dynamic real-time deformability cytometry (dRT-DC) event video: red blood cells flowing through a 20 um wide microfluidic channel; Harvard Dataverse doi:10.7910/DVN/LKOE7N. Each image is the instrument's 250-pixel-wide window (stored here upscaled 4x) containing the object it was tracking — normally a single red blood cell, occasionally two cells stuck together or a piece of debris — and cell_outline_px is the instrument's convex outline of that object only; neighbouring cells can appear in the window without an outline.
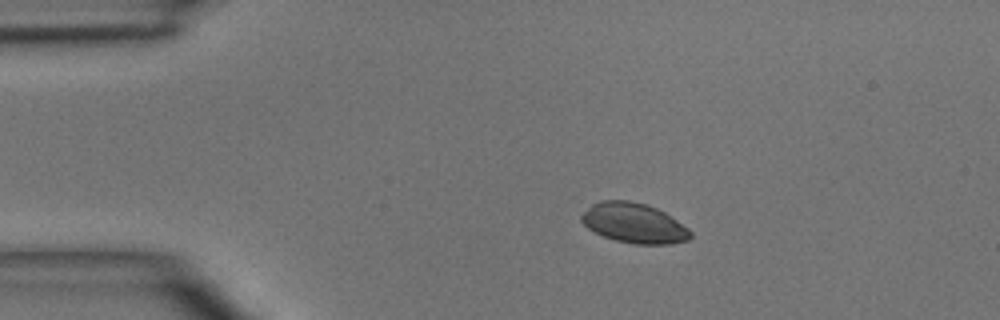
{"species": "common noctule bat (a hibernating species)", "species_latin": "Nyctalus noctula", "temperature_condition": "room temperature", "stored_images_in_passage": 3, "camera_frame_rate_fps": 3000, "um_per_image_px": 0.085, "animal": {"sex": "male", "body_mass_g": 15.6}, "frame": {"image": 1, "passage_image": 2, "time_ms": 1.333, "image_size_px": [1000, 320], "cell_outline_px": [[692, 236], [688, 240], [672, 244], [636, 244], [616, 240], [604, 236], [588, 228], [580, 220], [580, 216], [592, 204], [600, 200], [628, 200], [648, 204], [664, 212], [688, 228], [692, 232]], "centroid_in_image_um": [53.9, 18.95], "position_along_channel_um": 31.1, "area_um2": 25.32}}